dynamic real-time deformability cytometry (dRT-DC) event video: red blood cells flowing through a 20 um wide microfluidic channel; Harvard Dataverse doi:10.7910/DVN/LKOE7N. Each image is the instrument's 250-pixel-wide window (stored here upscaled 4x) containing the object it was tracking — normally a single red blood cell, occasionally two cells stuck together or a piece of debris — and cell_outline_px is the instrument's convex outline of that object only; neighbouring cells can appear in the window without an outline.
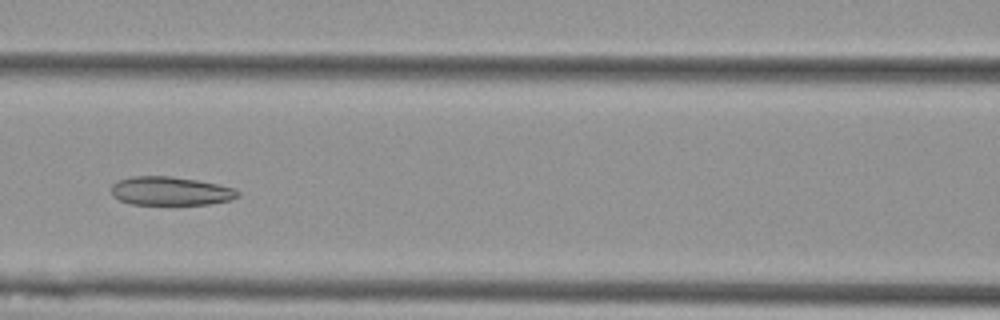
{"species": "Egyptian fruit bat (a non-hibernating species)", "species_latin": "Rousettus aegyptiacus", "temperature_condition": "cold", "stored_images_in_passage": 7, "camera_frame_rate_fps": 3000, "um_per_image_px": 0.085, "animal": {"sex": "female"}, "frame": {"image": 1, "passage_image": 6, "time_ms": 1.667, "image_size_px": [1000, 320], "cell_outline_px": [[240, 196], [232, 200], [208, 204], [132, 204], [120, 200], [112, 196], [112, 184], [120, 180], [132, 176], [168, 176], [196, 180], [236, 188], [240, 192]], "centroid_in_image_um": [14.53, 16.24], "position_along_channel_um": 152.1, "area_um2": 21.04}}
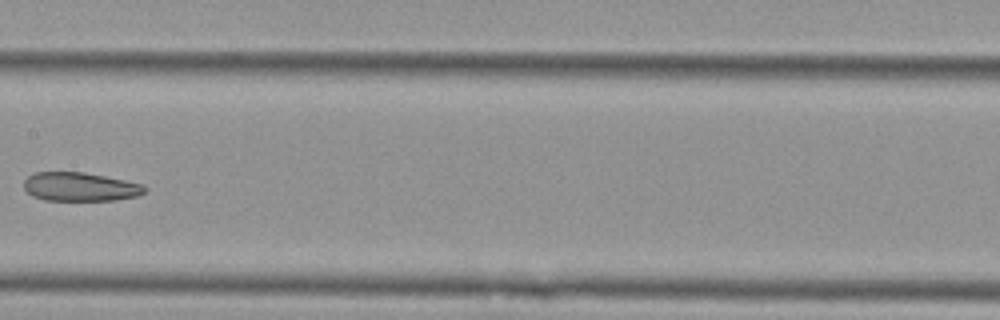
{"frame": {"image": 2, "passage_image": 7, "time_ms": 2.0, "image_size_px": [1000, 320], "cell_outline_px": [[148, 188], [144, 192], [136, 196], [116, 200], [44, 200], [32, 196], [24, 188], [24, 180], [28, 176], [36, 172], [84, 172], [144, 184]], "centroid_in_image_um": [6.81, 15.88], "position_along_channel_um": 200.6, "area_um2": 20.23}}